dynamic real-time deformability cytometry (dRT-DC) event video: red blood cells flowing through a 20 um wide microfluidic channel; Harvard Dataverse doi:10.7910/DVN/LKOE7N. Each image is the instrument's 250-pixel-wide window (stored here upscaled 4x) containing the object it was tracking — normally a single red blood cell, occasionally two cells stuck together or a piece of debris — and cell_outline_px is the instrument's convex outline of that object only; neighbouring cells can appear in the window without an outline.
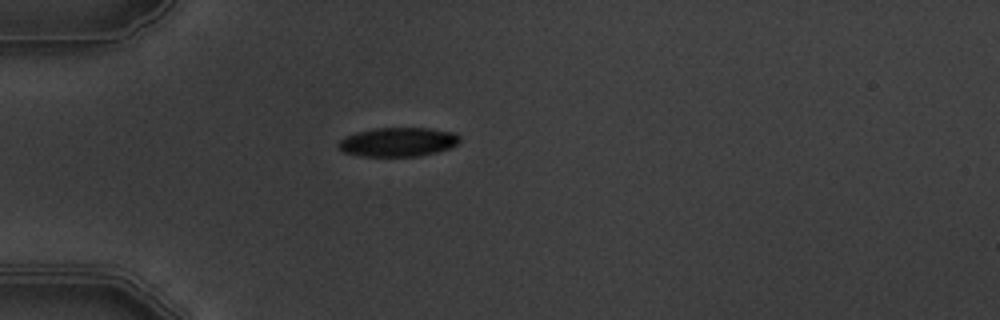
{"species": "common noctule bat (a hibernating species)", "species_latin": "Nyctalus noctula", "temperature_condition": "warm", "stored_images_in_passage": 2, "camera_frame_rate_fps": 3000, "um_per_image_px": 0.085, "animal": {"sex": "male", "body_mass_g": 19.5, "forearm_length_mm": 54.6}, "frame": {"image": 1, "passage_image": 1, "time_ms": 0.0, "image_size_px": [1000, 320], "cell_outline_px": [[460, 144], [436, 152], [420, 156], [360, 156], [344, 152], [336, 144], [340, 140], [356, 132], [376, 128], [424, 128], [456, 132], [460, 136]], "centroid_in_image_um": [33.86, 12.07], "position_along_channel_um": 51.1, "area_um2": 20.52}}